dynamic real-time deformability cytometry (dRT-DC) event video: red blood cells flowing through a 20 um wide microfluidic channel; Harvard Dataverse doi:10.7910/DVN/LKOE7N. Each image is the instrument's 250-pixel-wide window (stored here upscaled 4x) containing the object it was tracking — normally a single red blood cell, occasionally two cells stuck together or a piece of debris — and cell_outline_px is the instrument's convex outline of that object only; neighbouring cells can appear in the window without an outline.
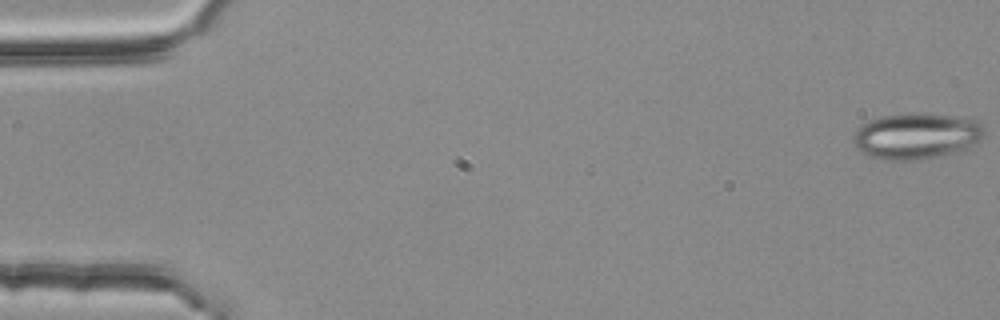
{"species": "common noctule bat (a hibernating species)", "species_latin": "Nyctalus noctula", "temperature_condition": "room temperature", "stored_images_in_passage": 55, "camera_frame_rate_fps": 3000, "um_per_image_px": 0.085, "animal": {"sex": "female", "body_mass_g": 25.1}, "frame": {"image": 1, "passage_image": 1, "time_ms": 0.0, "image_size_px": [1000, 320], "cell_outline_px": [[984, 136], [964, 148], [936, 156], [916, 160], [884, 160], [872, 156], [856, 148], [852, 140], [852, 136], [856, 128], [860, 124], [868, 120], [884, 116], [912, 112], [924, 112], [980, 120], [984, 128]], "centroid_in_image_um": [77.84, 11.52], "position_along_channel_um": 7.2, "area_um2": 35.08}}
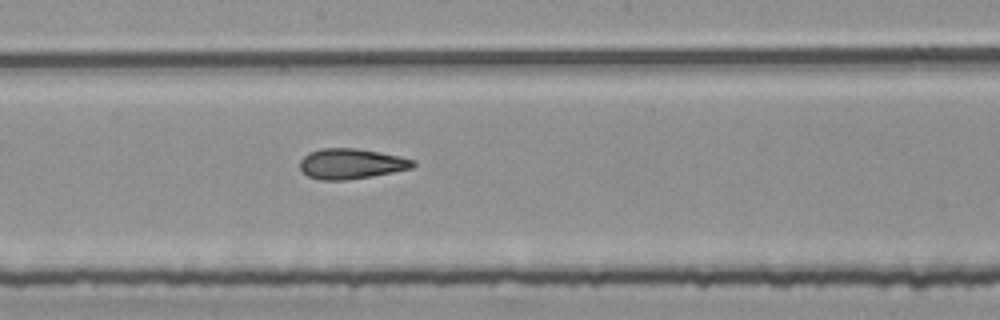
{"frame": {"image": 2, "passage_image": 30, "time_ms": 9.667, "image_size_px": [1000, 320], "cell_outline_px": [[416, 164], [412, 168], [372, 176], [344, 180], [320, 180], [308, 176], [300, 168], [300, 160], [308, 152], [320, 148], [356, 148], [400, 156], [416, 160]], "centroid_in_image_um": [29.85, 13.91], "position_along_channel_um": 218.4, "area_um2": 20.0}}
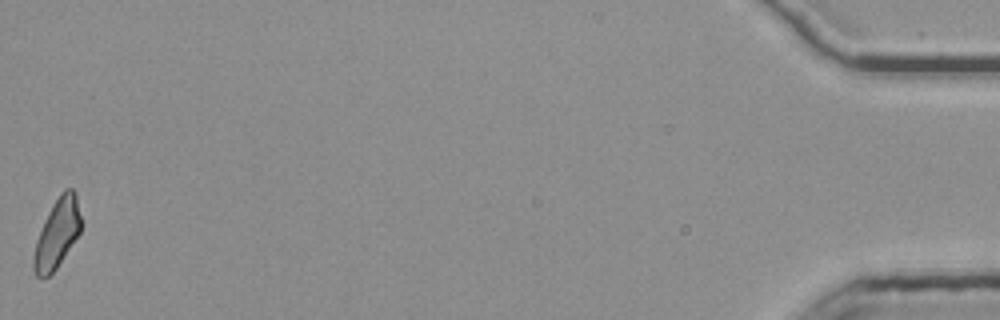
{"frame": {"image": 3, "passage_image": 55, "time_ms": 18.0, "image_size_px": [1000, 320], "cell_outline_px": [[84, 224], [80, 232], [56, 268], [48, 276], [36, 276], [32, 268], [32, 256], [36, 240], [44, 220], [48, 212], [60, 192], [64, 188], [72, 188], [76, 192]], "centroid_in_image_um": [4.88, 19.79], "position_along_channel_um": 430.3, "area_um2": 19.36}, "authors_computed_cell_mechanics": {"area_um2": 19.8832, "velocity_mm_per_s": 3.762, "shape_relaxation_time_tau1_ms": null, "shape_relaxation_time_tau2_ms": 2.5311, "deformation_change_tau1": null, "deformation_change_tau2": 0.1185}}